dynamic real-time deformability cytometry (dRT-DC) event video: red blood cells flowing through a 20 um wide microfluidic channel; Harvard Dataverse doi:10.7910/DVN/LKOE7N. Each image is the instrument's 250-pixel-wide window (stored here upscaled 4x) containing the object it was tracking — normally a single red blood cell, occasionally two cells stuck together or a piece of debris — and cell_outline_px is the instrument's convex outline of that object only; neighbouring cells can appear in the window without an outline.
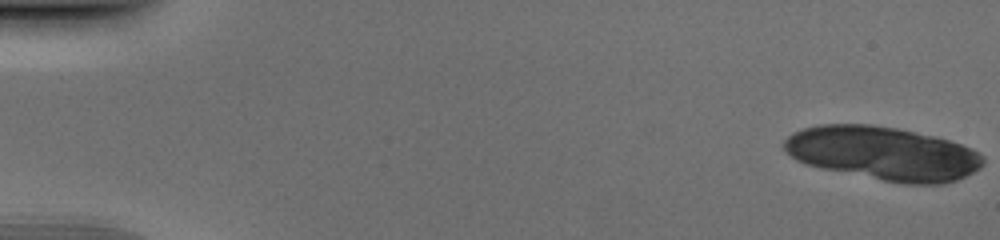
{"species": "human", "species_latin": "Homo sapiens", "temperature_condition": "cold", "stored_images_in_passage": 17, "camera_frame_rate_fps": 3000, "um_per_image_px": 0.085, "donor": {"sex": "male"}, "frame": {"image": 1, "passage_image": 1, "time_ms": 0.0, "image_size_px": [1000, 240], "cell_outline_px": [[984, 164], [980, 168], [956, 180], [944, 184], [904, 184], [820, 168], [804, 164], [796, 160], [784, 148], [784, 140], [792, 132], [804, 128], [820, 124], [872, 124], [896, 128], [936, 136], [960, 144], [984, 156]], "centroid_in_image_um": [75.04, 13.03], "position_along_channel_um": 10.0, "area_um2": 62.08}}